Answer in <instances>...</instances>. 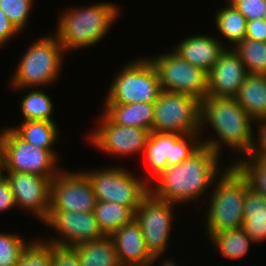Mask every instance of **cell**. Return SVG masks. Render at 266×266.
I'll use <instances>...</instances> for the list:
<instances>
[{
  "label": "cell",
  "instance_id": "31",
  "mask_svg": "<svg viewBox=\"0 0 266 266\" xmlns=\"http://www.w3.org/2000/svg\"><path fill=\"white\" fill-rule=\"evenodd\" d=\"M34 240L25 241L15 232H0V266H18L23 252Z\"/></svg>",
  "mask_w": 266,
  "mask_h": 266
},
{
  "label": "cell",
  "instance_id": "14",
  "mask_svg": "<svg viewBox=\"0 0 266 266\" xmlns=\"http://www.w3.org/2000/svg\"><path fill=\"white\" fill-rule=\"evenodd\" d=\"M97 198L92 184L80 170L64 168L51 179L50 211H94Z\"/></svg>",
  "mask_w": 266,
  "mask_h": 266
},
{
  "label": "cell",
  "instance_id": "28",
  "mask_svg": "<svg viewBox=\"0 0 266 266\" xmlns=\"http://www.w3.org/2000/svg\"><path fill=\"white\" fill-rule=\"evenodd\" d=\"M26 89L29 92L20 101L23 121L41 120L56 122L53 120L54 103L46 91H43L42 87L41 89L40 87Z\"/></svg>",
  "mask_w": 266,
  "mask_h": 266
},
{
  "label": "cell",
  "instance_id": "26",
  "mask_svg": "<svg viewBox=\"0 0 266 266\" xmlns=\"http://www.w3.org/2000/svg\"><path fill=\"white\" fill-rule=\"evenodd\" d=\"M209 238L212 247L215 246L214 248L220 252L219 254L233 260L247 256L250 246L254 243L243 227L212 233Z\"/></svg>",
  "mask_w": 266,
  "mask_h": 266
},
{
  "label": "cell",
  "instance_id": "1",
  "mask_svg": "<svg viewBox=\"0 0 266 266\" xmlns=\"http://www.w3.org/2000/svg\"><path fill=\"white\" fill-rule=\"evenodd\" d=\"M222 159L211 148L202 145L188 159L167 167L149 184L150 193L161 200L179 204L195 201L213 188L214 182L230 166L221 168ZM212 185V186H211ZM211 188V189H210ZM185 202V203H184Z\"/></svg>",
  "mask_w": 266,
  "mask_h": 266
},
{
  "label": "cell",
  "instance_id": "40",
  "mask_svg": "<svg viewBox=\"0 0 266 266\" xmlns=\"http://www.w3.org/2000/svg\"><path fill=\"white\" fill-rule=\"evenodd\" d=\"M161 263H159V266H178V263L176 264V261L172 260V257L170 258H164L160 260Z\"/></svg>",
  "mask_w": 266,
  "mask_h": 266
},
{
  "label": "cell",
  "instance_id": "32",
  "mask_svg": "<svg viewBox=\"0 0 266 266\" xmlns=\"http://www.w3.org/2000/svg\"><path fill=\"white\" fill-rule=\"evenodd\" d=\"M35 0H0V9L7 18L23 33L28 27L31 10Z\"/></svg>",
  "mask_w": 266,
  "mask_h": 266
},
{
  "label": "cell",
  "instance_id": "12",
  "mask_svg": "<svg viewBox=\"0 0 266 266\" xmlns=\"http://www.w3.org/2000/svg\"><path fill=\"white\" fill-rule=\"evenodd\" d=\"M201 146L200 133L181 135L151 132L143 155L152 174L143 178L150 184L167 167L176 166L188 159Z\"/></svg>",
  "mask_w": 266,
  "mask_h": 266
},
{
  "label": "cell",
  "instance_id": "42",
  "mask_svg": "<svg viewBox=\"0 0 266 266\" xmlns=\"http://www.w3.org/2000/svg\"><path fill=\"white\" fill-rule=\"evenodd\" d=\"M4 169H3V162H0V178L3 177Z\"/></svg>",
  "mask_w": 266,
  "mask_h": 266
},
{
  "label": "cell",
  "instance_id": "3",
  "mask_svg": "<svg viewBox=\"0 0 266 266\" xmlns=\"http://www.w3.org/2000/svg\"><path fill=\"white\" fill-rule=\"evenodd\" d=\"M82 7H69L59 16L55 35L67 53L104 40L120 16V7L111 2L99 1Z\"/></svg>",
  "mask_w": 266,
  "mask_h": 266
},
{
  "label": "cell",
  "instance_id": "19",
  "mask_svg": "<svg viewBox=\"0 0 266 266\" xmlns=\"http://www.w3.org/2000/svg\"><path fill=\"white\" fill-rule=\"evenodd\" d=\"M121 265L151 266L153 257L148 252L142 230L133 219L111 235Z\"/></svg>",
  "mask_w": 266,
  "mask_h": 266
},
{
  "label": "cell",
  "instance_id": "41",
  "mask_svg": "<svg viewBox=\"0 0 266 266\" xmlns=\"http://www.w3.org/2000/svg\"><path fill=\"white\" fill-rule=\"evenodd\" d=\"M3 131H4V129H2V130L0 131V162H3V161H2V158H1V153H2V136H3Z\"/></svg>",
  "mask_w": 266,
  "mask_h": 266
},
{
  "label": "cell",
  "instance_id": "30",
  "mask_svg": "<svg viewBox=\"0 0 266 266\" xmlns=\"http://www.w3.org/2000/svg\"><path fill=\"white\" fill-rule=\"evenodd\" d=\"M243 157L240 160L237 157V159H233L232 163L230 162L229 164L233 165L247 180L250 189L266 199V160L251 157L250 155Z\"/></svg>",
  "mask_w": 266,
  "mask_h": 266
},
{
  "label": "cell",
  "instance_id": "21",
  "mask_svg": "<svg viewBox=\"0 0 266 266\" xmlns=\"http://www.w3.org/2000/svg\"><path fill=\"white\" fill-rule=\"evenodd\" d=\"M234 98L255 121L262 120L266 116V75L248 73Z\"/></svg>",
  "mask_w": 266,
  "mask_h": 266
},
{
  "label": "cell",
  "instance_id": "18",
  "mask_svg": "<svg viewBox=\"0 0 266 266\" xmlns=\"http://www.w3.org/2000/svg\"><path fill=\"white\" fill-rule=\"evenodd\" d=\"M220 39L212 34L190 35L179 41L172 50L188 63L208 73L226 49Z\"/></svg>",
  "mask_w": 266,
  "mask_h": 266
},
{
  "label": "cell",
  "instance_id": "5",
  "mask_svg": "<svg viewBox=\"0 0 266 266\" xmlns=\"http://www.w3.org/2000/svg\"><path fill=\"white\" fill-rule=\"evenodd\" d=\"M205 221L207 237L228 229L243 227V207L247 192V180L230 165L214 182L211 189Z\"/></svg>",
  "mask_w": 266,
  "mask_h": 266
},
{
  "label": "cell",
  "instance_id": "20",
  "mask_svg": "<svg viewBox=\"0 0 266 266\" xmlns=\"http://www.w3.org/2000/svg\"><path fill=\"white\" fill-rule=\"evenodd\" d=\"M103 113L113 122L121 126H134L152 132L154 119V103H103Z\"/></svg>",
  "mask_w": 266,
  "mask_h": 266
},
{
  "label": "cell",
  "instance_id": "10",
  "mask_svg": "<svg viewBox=\"0 0 266 266\" xmlns=\"http://www.w3.org/2000/svg\"><path fill=\"white\" fill-rule=\"evenodd\" d=\"M176 203L164 201L149 193L140 203L134 214V220L142 230L148 252L153 257L151 266L169 248L174 221Z\"/></svg>",
  "mask_w": 266,
  "mask_h": 266
},
{
  "label": "cell",
  "instance_id": "11",
  "mask_svg": "<svg viewBox=\"0 0 266 266\" xmlns=\"http://www.w3.org/2000/svg\"><path fill=\"white\" fill-rule=\"evenodd\" d=\"M147 58L155 67L161 90L187 94L199 101L207 96V72L188 63L173 50Z\"/></svg>",
  "mask_w": 266,
  "mask_h": 266
},
{
  "label": "cell",
  "instance_id": "39",
  "mask_svg": "<svg viewBox=\"0 0 266 266\" xmlns=\"http://www.w3.org/2000/svg\"><path fill=\"white\" fill-rule=\"evenodd\" d=\"M21 33L0 9V46L3 47L9 39Z\"/></svg>",
  "mask_w": 266,
  "mask_h": 266
},
{
  "label": "cell",
  "instance_id": "29",
  "mask_svg": "<svg viewBox=\"0 0 266 266\" xmlns=\"http://www.w3.org/2000/svg\"><path fill=\"white\" fill-rule=\"evenodd\" d=\"M232 49L245 65L247 73L266 75L265 41L245 38Z\"/></svg>",
  "mask_w": 266,
  "mask_h": 266
},
{
  "label": "cell",
  "instance_id": "37",
  "mask_svg": "<svg viewBox=\"0 0 266 266\" xmlns=\"http://www.w3.org/2000/svg\"><path fill=\"white\" fill-rule=\"evenodd\" d=\"M16 208L13 192L8 180L3 176L0 178V213Z\"/></svg>",
  "mask_w": 266,
  "mask_h": 266
},
{
  "label": "cell",
  "instance_id": "16",
  "mask_svg": "<svg viewBox=\"0 0 266 266\" xmlns=\"http://www.w3.org/2000/svg\"><path fill=\"white\" fill-rule=\"evenodd\" d=\"M13 192L16 207L44 223L50 212L51 179L24 172H4Z\"/></svg>",
  "mask_w": 266,
  "mask_h": 266
},
{
  "label": "cell",
  "instance_id": "33",
  "mask_svg": "<svg viewBox=\"0 0 266 266\" xmlns=\"http://www.w3.org/2000/svg\"><path fill=\"white\" fill-rule=\"evenodd\" d=\"M36 239L26 248L18 266H52L50 244Z\"/></svg>",
  "mask_w": 266,
  "mask_h": 266
},
{
  "label": "cell",
  "instance_id": "2",
  "mask_svg": "<svg viewBox=\"0 0 266 266\" xmlns=\"http://www.w3.org/2000/svg\"><path fill=\"white\" fill-rule=\"evenodd\" d=\"M253 123V124H252ZM255 120L237 103L235 98L207 95L200 101V137L202 145L221 157L224 147L249 155L254 144ZM216 133L203 140L204 128ZM217 135V136H216ZM215 136V137H214Z\"/></svg>",
  "mask_w": 266,
  "mask_h": 266
},
{
  "label": "cell",
  "instance_id": "23",
  "mask_svg": "<svg viewBox=\"0 0 266 266\" xmlns=\"http://www.w3.org/2000/svg\"><path fill=\"white\" fill-rule=\"evenodd\" d=\"M81 266H120L114 240L111 236H104L90 242L73 247Z\"/></svg>",
  "mask_w": 266,
  "mask_h": 266
},
{
  "label": "cell",
  "instance_id": "9",
  "mask_svg": "<svg viewBox=\"0 0 266 266\" xmlns=\"http://www.w3.org/2000/svg\"><path fill=\"white\" fill-rule=\"evenodd\" d=\"M152 132L200 133V101L187 94L161 90L154 102Z\"/></svg>",
  "mask_w": 266,
  "mask_h": 266
},
{
  "label": "cell",
  "instance_id": "15",
  "mask_svg": "<svg viewBox=\"0 0 266 266\" xmlns=\"http://www.w3.org/2000/svg\"><path fill=\"white\" fill-rule=\"evenodd\" d=\"M55 236L44 242L64 247H75L79 244L101 239L105 235L101 231L93 211H50L43 223ZM49 240V241H48Z\"/></svg>",
  "mask_w": 266,
  "mask_h": 266
},
{
  "label": "cell",
  "instance_id": "17",
  "mask_svg": "<svg viewBox=\"0 0 266 266\" xmlns=\"http://www.w3.org/2000/svg\"><path fill=\"white\" fill-rule=\"evenodd\" d=\"M247 74L239 56L232 48H226L207 73V95L234 98Z\"/></svg>",
  "mask_w": 266,
  "mask_h": 266
},
{
  "label": "cell",
  "instance_id": "36",
  "mask_svg": "<svg viewBox=\"0 0 266 266\" xmlns=\"http://www.w3.org/2000/svg\"><path fill=\"white\" fill-rule=\"evenodd\" d=\"M255 124L259 130H256L254 135V144L249 155L266 160V119L256 120Z\"/></svg>",
  "mask_w": 266,
  "mask_h": 266
},
{
  "label": "cell",
  "instance_id": "22",
  "mask_svg": "<svg viewBox=\"0 0 266 266\" xmlns=\"http://www.w3.org/2000/svg\"><path fill=\"white\" fill-rule=\"evenodd\" d=\"M243 229L254 243L266 240V199L249 188L243 207Z\"/></svg>",
  "mask_w": 266,
  "mask_h": 266
},
{
  "label": "cell",
  "instance_id": "25",
  "mask_svg": "<svg viewBox=\"0 0 266 266\" xmlns=\"http://www.w3.org/2000/svg\"><path fill=\"white\" fill-rule=\"evenodd\" d=\"M21 139L39 148L55 150L59 138V127L56 122L32 120L22 121L10 127Z\"/></svg>",
  "mask_w": 266,
  "mask_h": 266
},
{
  "label": "cell",
  "instance_id": "7",
  "mask_svg": "<svg viewBox=\"0 0 266 266\" xmlns=\"http://www.w3.org/2000/svg\"><path fill=\"white\" fill-rule=\"evenodd\" d=\"M81 171L90 180L97 200L127 206L134 213L150 193L149 183L143 176L138 178L120 165Z\"/></svg>",
  "mask_w": 266,
  "mask_h": 266
},
{
  "label": "cell",
  "instance_id": "35",
  "mask_svg": "<svg viewBox=\"0 0 266 266\" xmlns=\"http://www.w3.org/2000/svg\"><path fill=\"white\" fill-rule=\"evenodd\" d=\"M231 3L247 21L266 17V0H233Z\"/></svg>",
  "mask_w": 266,
  "mask_h": 266
},
{
  "label": "cell",
  "instance_id": "4",
  "mask_svg": "<svg viewBox=\"0 0 266 266\" xmlns=\"http://www.w3.org/2000/svg\"><path fill=\"white\" fill-rule=\"evenodd\" d=\"M66 52L54 33L37 39L28 46L11 75L13 90L51 86L60 78Z\"/></svg>",
  "mask_w": 266,
  "mask_h": 266
},
{
  "label": "cell",
  "instance_id": "27",
  "mask_svg": "<svg viewBox=\"0 0 266 266\" xmlns=\"http://www.w3.org/2000/svg\"><path fill=\"white\" fill-rule=\"evenodd\" d=\"M95 219L105 236H111L124 224L134 219V212L118 203L97 200L94 207Z\"/></svg>",
  "mask_w": 266,
  "mask_h": 266
},
{
  "label": "cell",
  "instance_id": "24",
  "mask_svg": "<svg viewBox=\"0 0 266 266\" xmlns=\"http://www.w3.org/2000/svg\"><path fill=\"white\" fill-rule=\"evenodd\" d=\"M215 13V28L220 33L219 35L222 36L221 41L226 48H233L238 42L245 39L247 19L232 3H227L226 6L219 8ZM226 41L232 45L227 47V45H225Z\"/></svg>",
  "mask_w": 266,
  "mask_h": 266
},
{
  "label": "cell",
  "instance_id": "34",
  "mask_svg": "<svg viewBox=\"0 0 266 266\" xmlns=\"http://www.w3.org/2000/svg\"><path fill=\"white\" fill-rule=\"evenodd\" d=\"M50 260L52 266H81L73 247L50 244Z\"/></svg>",
  "mask_w": 266,
  "mask_h": 266
},
{
  "label": "cell",
  "instance_id": "6",
  "mask_svg": "<svg viewBox=\"0 0 266 266\" xmlns=\"http://www.w3.org/2000/svg\"><path fill=\"white\" fill-rule=\"evenodd\" d=\"M161 92L155 67L148 58H137L120 69L108 87L104 103H154Z\"/></svg>",
  "mask_w": 266,
  "mask_h": 266
},
{
  "label": "cell",
  "instance_id": "8",
  "mask_svg": "<svg viewBox=\"0 0 266 266\" xmlns=\"http://www.w3.org/2000/svg\"><path fill=\"white\" fill-rule=\"evenodd\" d=\"M1 158L4 172L54 177L63 169L59 168L56 150L42 149L24 141L9 126L3 131Z\"/></svg>",
  "mask_w": 266,
  "mask_h": 266
},
{
  "label": "cell",
  "instance_id": "13",
  "mask_svg": "<svg viewBox=\"0 0 266 266\" xmlns=\"http://www.w3.org/2000/svg\"><path fill=\"white\" fill-rule=\"evenodd\" d=\"M102 114V115H101ZM98 127L87 135L89 142L104 154L120 157L144 153L150 131L140 127L121 126L113 123L103 112Z\"/></svg>",
  "mask_w": 266,
  "mask_h": 266
},
{
  "label": "cell",
  "instance_id": "38",
  "mask_svg": "<svg viewBox=\"0 0 266 266\" xmlns=\"http://www.w3.org/2000/svg\"><path fill=\"white\" fill-rule=\"evenodd\" d=\"M245 38L266 42V21L265 19H254L252 21H247Z\"/></svg>",
  "mask_w": 266,
  "mask_h": 266
}]
</instances>
